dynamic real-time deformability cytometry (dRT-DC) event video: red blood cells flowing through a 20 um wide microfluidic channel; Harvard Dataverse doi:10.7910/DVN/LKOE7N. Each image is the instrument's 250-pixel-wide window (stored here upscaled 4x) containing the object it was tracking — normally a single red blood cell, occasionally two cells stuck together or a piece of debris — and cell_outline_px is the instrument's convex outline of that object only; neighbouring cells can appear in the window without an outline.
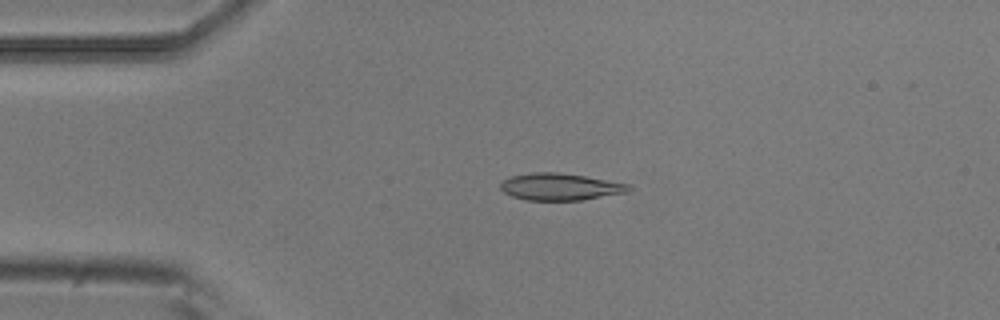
{"species": "common noctule bat (a hibernating species)", "species_latin": "Nyctalus noctula", "temperature_condition": "room temperature", "stored_images_in_passage": 4, "camera_frame_rate_fps": 3000, "um_per_image_px": 0.085, "animal": {"sex": "male", "body_mass_g": 20.5, "forearm_length_mm": 52.5}, "frame": {"image": 1, "passage_image": 3, "time_ms": 0.667, "image_size_px": [1000, 320], "cell_outline_px": [[632, 188], [628, 192], [580, 200], [528, 200], [512, 196], [504, 192], [500, 188], [500, 184], [504, 180], [512, 176], [532, 172], [556, 172], [584, 176], [628, 184]], "centroid_in_image_um": [47.6, 15.87], "position_along_channel_um": 37.4, "area_um2": 19.88}}